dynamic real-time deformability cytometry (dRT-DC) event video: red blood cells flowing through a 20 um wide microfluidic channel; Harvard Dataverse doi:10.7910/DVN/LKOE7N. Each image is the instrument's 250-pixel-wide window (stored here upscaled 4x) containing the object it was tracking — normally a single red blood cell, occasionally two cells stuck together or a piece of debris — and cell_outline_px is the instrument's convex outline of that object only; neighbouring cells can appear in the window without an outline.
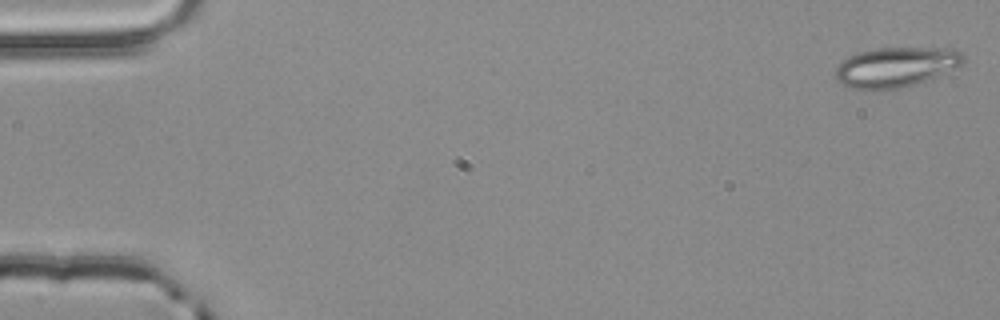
{"species": "common noctule bat (a hibernating species)", "species_latin": "Nyctalus noctula", "temperature_condition": "room temperature", "stored_images_in_passage": 54, "camera_frame_rate_fps": 3000, "um_per_image_px": 0.085, "animal": {"sex": "male", "body_mass_g": 20.4}, "frame": {"image": 1, "passage_image": 1, "time_ms": 0.0, "image_size_px": [1000, 320], "cell_outline_px": [[968, 60], [964, 64], [936, 76], [916, 84], [900, 88], [880, 92], [872, 92], [848, 88], [840, 84], [836, 80], [836, 68], [848, 56], [856, 52], [876, 48], [952, 48], [964, 52]], "centroid_in_image_um": [76.15, 5.73], "position_along_channel_um": 8.9, "area_um2": 30.69}}
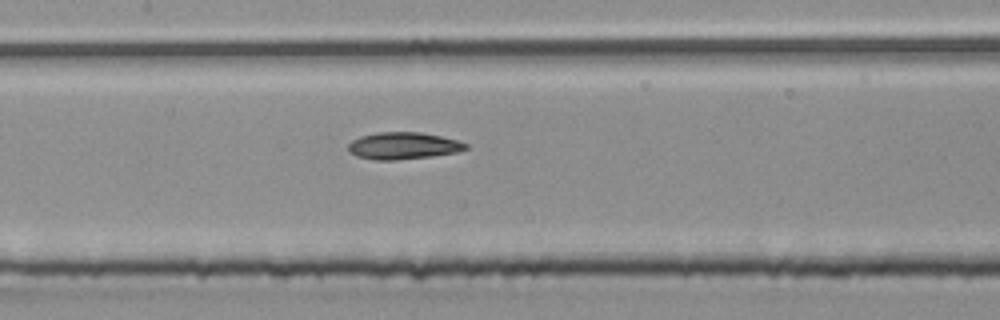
{"frame": {"image": 2, "passage_image": 26, "time_ms": 8.333, "image_size_px": [1000, 320], "cell_outline_px": [[468, 148], [460, 152], [432, 156], [396, 160], [372, 160], [356, 156], [348, 152], [348, 144], [352, 140], [360, 136], [380, 132], [420, 132], [440, 136], [456, 140], [468, 144]], "centroid_in_image_um": [34.26, 12.4], "position_along_channel_um": 173.1, "area_um2": 18.61}}
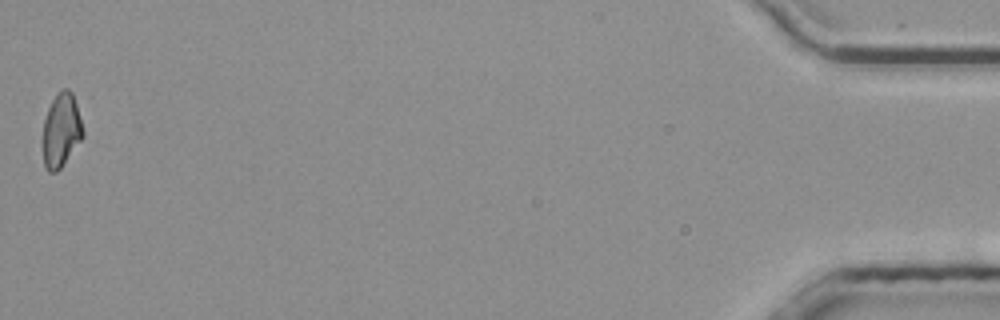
{"frame": {"image": 3, "passage_image": 54, "time_ms": 17.667, "image_size_px": [1000, 320], "cell_outline_px": [[84, 136], [60, 168], [56, 172], [48, 172], [44, 164], [40, 144], [40, 140], [44, 120], [48, 108], [56, 92], [64, 88], [68, 88], [72, 92], [76, 104], [84, 132]], "centroid_in_image_um": [5.15, 11.08], "position_along_channel_um": 430.0, "area_um2": 17.69}, "authors_computed_cell_mechanics": {"area_um2": 18.2937, "velocity_mm_per_s": 3.8455, "shape_relaxation_time_tau1_ms": null, "shape_relaxation_time_tau2_ms": 4.1691, "deformation_change_tau1": null, "deformation_change_tau2": 0.1039}}